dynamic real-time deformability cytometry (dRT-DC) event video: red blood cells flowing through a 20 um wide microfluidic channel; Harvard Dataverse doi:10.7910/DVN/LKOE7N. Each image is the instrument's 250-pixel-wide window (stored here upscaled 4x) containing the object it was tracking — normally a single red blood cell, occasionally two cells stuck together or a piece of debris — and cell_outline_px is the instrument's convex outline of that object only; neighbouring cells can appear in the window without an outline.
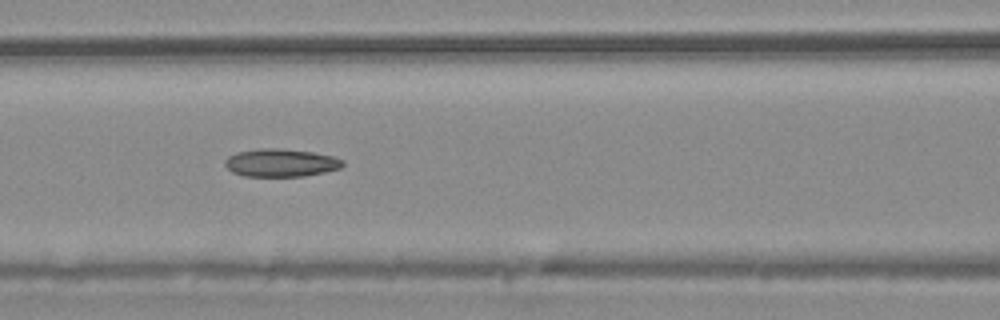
{"species": "common noctule bat (a hibernating species)", "species_latin": "Nyctalus noctula", "temperature_condition": "warm", "stored_images_in_passage": 22, "camera_frame_rate_fps": 3000, "um_per_image_px": 0.085, "animal": {"sex": "male", "body_mass_g": 20.4}, "frame": {"image": 1, "passage_image": 10, "time_ms": 3.0, "image_size_px": [1000, 320], "cell_outline_px": [[344, 164], [340, 168], [324, 172], [304, 176], [244, 176], [232, 172], [224, 164], [224, 160], [228, 156], [236, 152], [260, 148], [280, 148], [312, 152], [332, 156], [344, 160]], "centroid_in_image_um": [23.85, 13.83], "position_along_channel_um": 142.8, "area_um2": 19.19}}
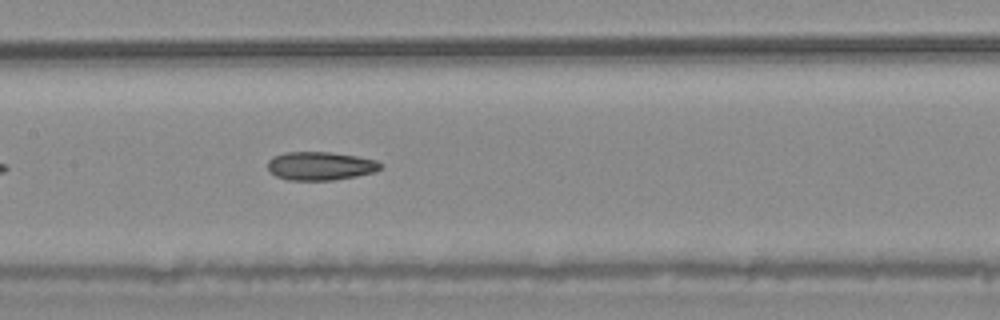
{"frame": {"image": 2, "passage_image": 13, "time_ms": 4.0, "image_size_px": [1000, 320], "cell_outline_px": [[384, 164], [376, 172], [356, 176], [332, 180], [288, 180], [276, 176], [268, 172], [268, 160], [272, 156], [284, 152], [328, 152], [356, 156], [376, 160]], "centroid_in_image_um": [27.21, 14.1], "position_along_channel_um": 180.2, "area_um2": 18.84}}